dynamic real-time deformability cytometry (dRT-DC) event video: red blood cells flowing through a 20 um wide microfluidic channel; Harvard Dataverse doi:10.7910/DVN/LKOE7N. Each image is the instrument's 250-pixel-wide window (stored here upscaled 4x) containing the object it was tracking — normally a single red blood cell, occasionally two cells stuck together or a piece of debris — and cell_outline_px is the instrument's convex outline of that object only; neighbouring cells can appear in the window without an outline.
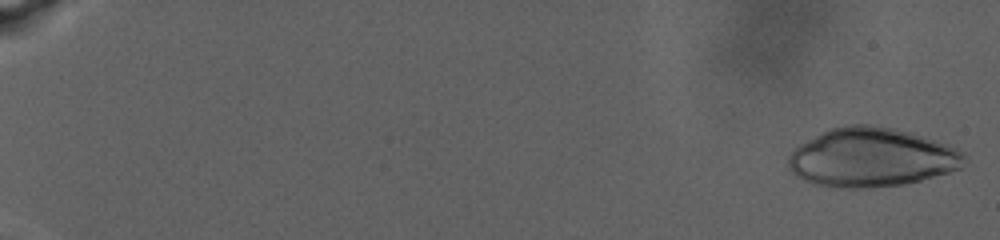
{"species": "human", "species_latin": "Homo sapiens", "temperature_condition": "warm", "stored_images_in_passage": 87, "camera_frame_rate_fps": 3000, "um_per_image_px": 0.085, "donor": {"sex": "male"}, "frame": {"image": 1, "passage_image": 2, "time_ms": 0.333, "image_size_px": [1000, 240], "cell_outline_px": [[964, 156], [960, 168], [948, 172], [920, 180], [904, 184], [872, 188], [848, 188], [812, 184], [796, 176], [788, 168], [788, 156], [800, 144], [820, 132], [828, 128], [848, 124], [872, 124], [896, 128], [912, 132], [956, 148], [964, 152]], "centroid_in_image_um": [74.03, 13.37], "position_along_channel_um": 11.0, "area_um2": 60.57}}
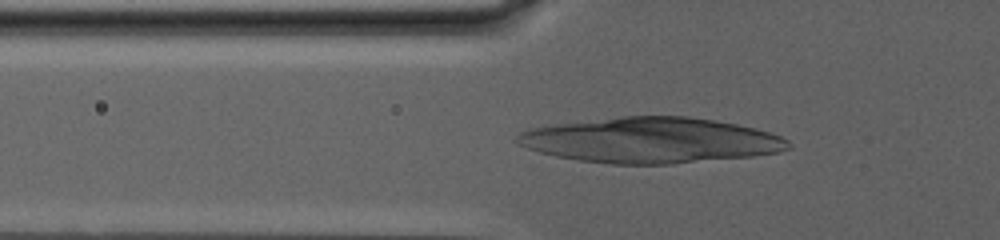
{"frame": {"image": 2, "passage_image": 35, "time_ms": 11.333, "image_size_px": [1000, 240], "cell_outline_px": [[792, 148], [780, 152], [752, 156], [668, 164], [612, 164], [580, 160], [556, 156], [540, 152], [528, 148], [512, 140], [520, 132], [528, 128], [552, 124], [624, 116], [688, 116], [736, 124], [756, 128], [780, 136], [788, 140], [792, 144]], "centroid_in_image_um": [55.31, 11.92], "position_along_channel_um": 70.5, "area_um2": 71.85}}
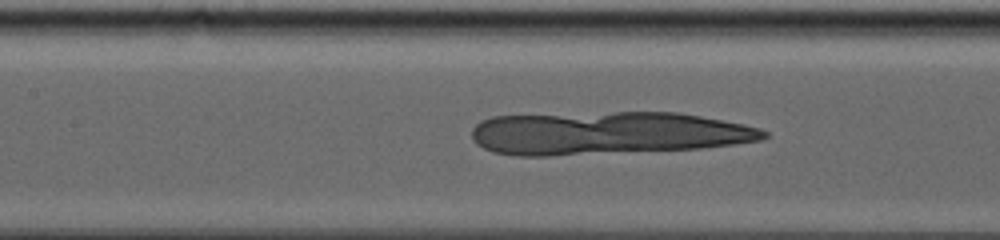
{"frame": {"image": 3, "passage_image": 46, "time_ms": 15.0, "image_size_px": [1000, 240], "cell_outline_px": [[768, 136], [760, 140], [732, 144], [700, 148], [548, 156], [516, 156], [492, 152], [476, 144], [472, 136], [472, 128], [480, 120], [492, 116], [616, 112], [680, 112], [760, 128], [768, 132]], "centroid_in_image_um": [51.57, 11.32], "position_along_channel_um": 155.8, "area_um2": 73.12}}